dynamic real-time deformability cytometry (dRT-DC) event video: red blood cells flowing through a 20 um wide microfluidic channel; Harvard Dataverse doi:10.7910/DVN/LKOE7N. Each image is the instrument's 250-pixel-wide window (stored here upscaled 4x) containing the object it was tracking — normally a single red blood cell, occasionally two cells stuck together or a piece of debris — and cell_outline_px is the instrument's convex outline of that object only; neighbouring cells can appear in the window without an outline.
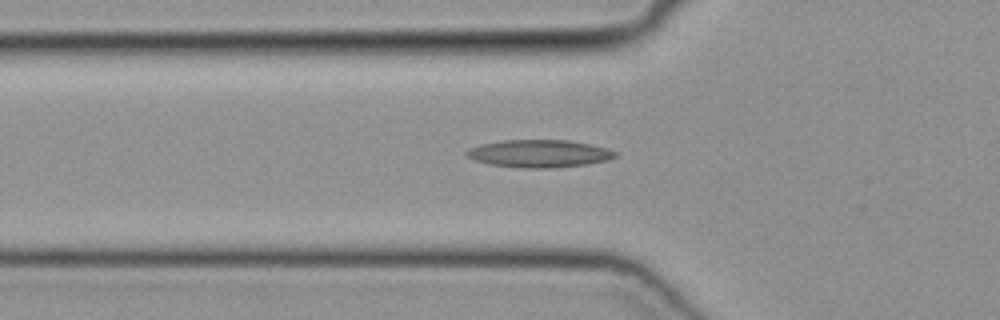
{"species": "common noctule bat (a hibernating species)", "species_latin": "Nyctalus noctula", "temperature_condition": "cold", "stored_images_in_passage": 41, "camera_frame_rate_fps": 3000, "um_per_image_px": 0.085, "animal": {"sex": "female", "body_mass_g": 19.3, "forearm_length_mm": 54.1}, "frame": {"image": 1, "passage_image": 14, "time_ms": 4.333, "image_size_px": [1000, 320], "cell_outline_px": [[616, 156], [608, 160], [588, 164], [552, 168], [524, 168], [492, 164], [476, 160], [468, 156], [464, 152], [468, 148], [480, 144], [504, 140], [568, 140], [588, 144], [604, 148], [616, 152]], "centroid_in_image_um": [45.81, 13.05], "position_along_channel_um": 80.0, "area_um2": 23.64}}
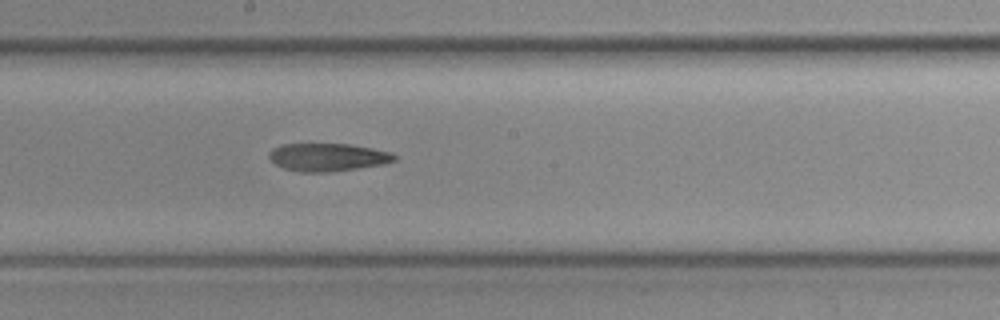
{"frame": {"image": 2, "passage_image": 24, "time_ms": 7.667, "image_size_px": [1000, 320], "cell_outline_px": [[396, 160], [384, 164], [328, 172], [300, 172], [284, 168], [276, 164], [268, 156], [268, 152], [272, 148], [280, 144], [352, 144], [392, 152], [396, 156]], "centroid_in_image_um": [27.85, 13.35], "position_along_channel_um": 220.4, "area_um2": 20.4}}
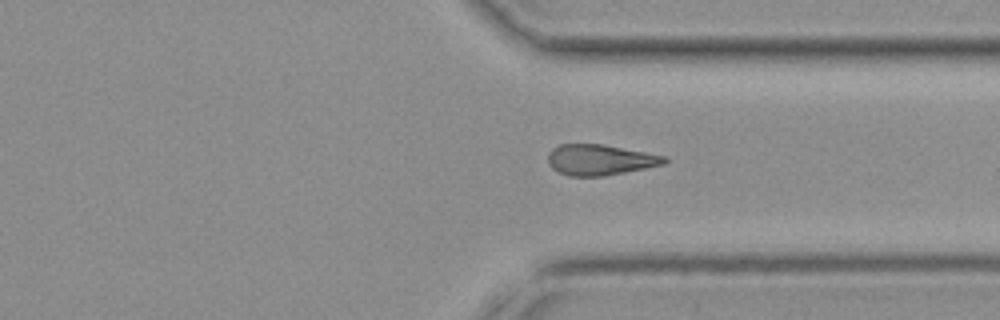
{"frame": {"image": 3, "passage_image": 34, "time_ms": 11.0, "image_size_px": [1000, 320], "cell_outline_px": [[668, 160], [664, 164], [604, 176], [572, 176], [560, 172], [552, 168], [548, 164], [548, 152], [552, 148], [560, 144], [604, 144], [664, 156]], "centroid_in_image_um": [50.96, 13.57], "position_along_channel_um": 360.4, "area_um2": 20.63}}